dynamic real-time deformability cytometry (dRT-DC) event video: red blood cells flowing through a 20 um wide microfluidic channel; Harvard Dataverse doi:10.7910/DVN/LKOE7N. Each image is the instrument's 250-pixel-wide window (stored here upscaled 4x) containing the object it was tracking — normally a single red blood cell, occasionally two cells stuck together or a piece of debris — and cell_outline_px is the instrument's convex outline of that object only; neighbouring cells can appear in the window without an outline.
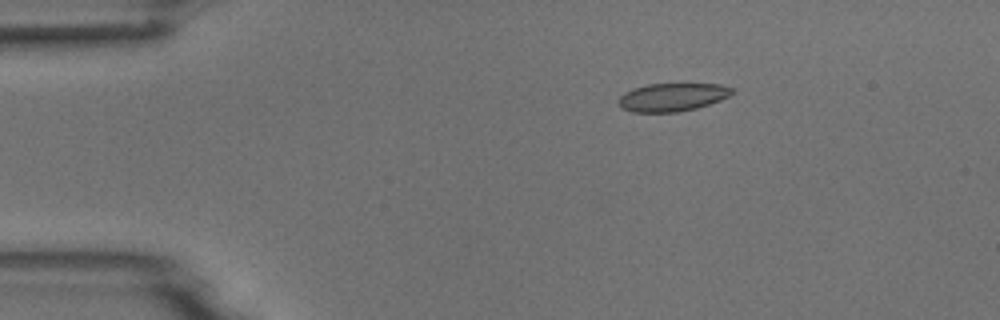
{"species": "common noctule bat (a hibernating species)", "species_latin": "Nyctalus noctula", "temperature_condition": "room temperature", "stored_images_in_passage": 5, "camera_frame_rate_fps": 3000, "um_per_image_px": 0.085, "animal": {"sex": "male", "body_mass_g": 18.8}, "frame": {"image": 1, "passage_image": 3, "time_ms": 2.333, "image_size_px": [1000, 320], "cell_outline_px": [[736, 92], [720, 100], [696, 108], [680, 112], [632, 112], [620, 108], [616, 100], [624, 92], [632, 88], [648, 84], [720, 84], [732, 88]], "centroid_in_image_um": [57.1, 8.26], "position_along_channel_um": 27.9, "area_um2": 18.79}}